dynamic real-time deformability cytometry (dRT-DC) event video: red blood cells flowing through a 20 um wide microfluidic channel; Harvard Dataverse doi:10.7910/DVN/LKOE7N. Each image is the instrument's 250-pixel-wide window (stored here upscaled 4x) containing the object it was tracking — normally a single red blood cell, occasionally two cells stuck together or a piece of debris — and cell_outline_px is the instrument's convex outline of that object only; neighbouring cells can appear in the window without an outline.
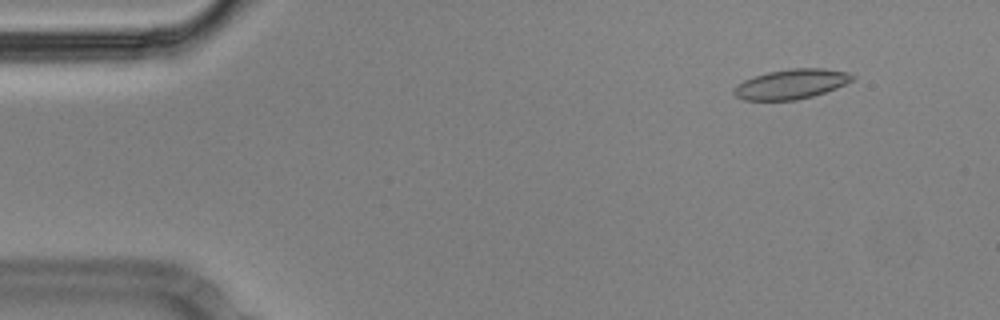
{"species": "Egyptian fruit bat (a non-hibernating species)", "species_latin": "Rousettus aegyptiacus", "temperature_condition": "cold", "stored_images_in_passage": 55, "camera_frame_rate_fps": 3000, "um_per_image_px": 0.085, "animal": {"sex": "male"}, "frame": {"image": 1, "passage_image": 5, "time_ms": 1.333, "image_size_px": [1000, 320], "cell_outline_px": [[856, 76], [852, 80], [836, 88], [812, 96], [796, 100], [744, 100], [736, 96], [732, 92], [732, 88], [736, 84], [744, 80], [768, 72], [792, 68], [824, 68], [848, 72]], "centroid_in_image_um": [67.23, 7.14], "position_along_channel_um": 17.8, "area_um2": 20.52}}
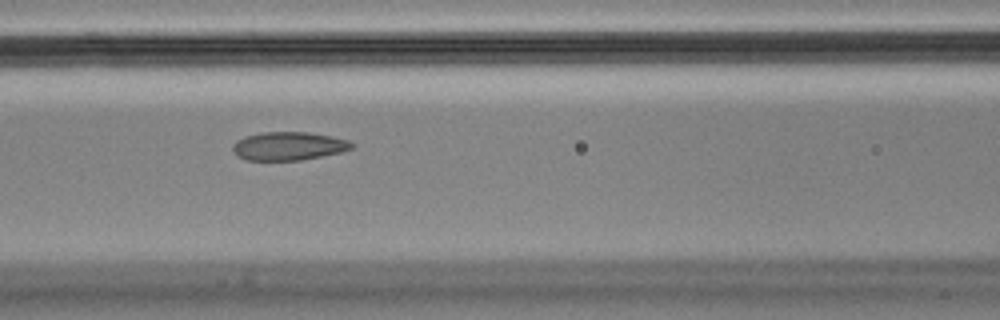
{"frame": {"image": 2, "passage_image": 23, "time_ms": 7.333, "image_size_px": [1000, 320], "cell_outline_px": [[356, 144], [352, 148], [340, 152], [300, 160], [244, 160], [236, 156], [232, 148], [232, 144], [236, 140], [244, 136], [260, 132], [308, 132], [332, 136], [348, 140]], "centroid_in_image_um": [24.49, 12.41], "position_along_channel_um": 142.1, "area_um2": 19.83}}
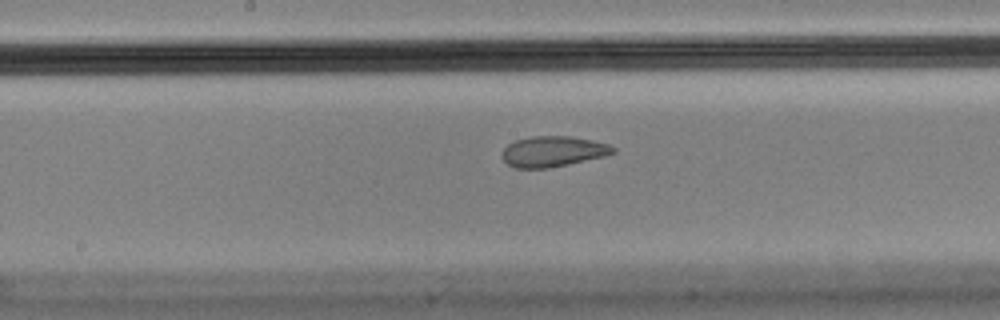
{"frame": {"image": 3, "passage_image": 28, "time_ms": 9.0, "image_size_px": [1000, 320], "cell_outline_px": [[616, 152], [604, 156], [568, 164], [548, 168], [516, 168], [508, 164], [504, 160], [504, 148], [508, 144], [516, 140], [532, 136], [572, 136], [592, 140], [608, 144], [616, 148]], "centroid_in_image_um": [47.03, 12.86], "position_along_channel_um": 201.2, "area_um2": 19.59}, "authors_computed_cell_mechanics": {"area_um2": 20.8658, "velocity_mm_per_s": 3.5443, "shape_relaxation_time_tau1_ms": null, "shape_relaxation_time_tau2_ms": 1.4475, "deformation_change_tau1": null, "deformation_change_tau2": 0.0577}}